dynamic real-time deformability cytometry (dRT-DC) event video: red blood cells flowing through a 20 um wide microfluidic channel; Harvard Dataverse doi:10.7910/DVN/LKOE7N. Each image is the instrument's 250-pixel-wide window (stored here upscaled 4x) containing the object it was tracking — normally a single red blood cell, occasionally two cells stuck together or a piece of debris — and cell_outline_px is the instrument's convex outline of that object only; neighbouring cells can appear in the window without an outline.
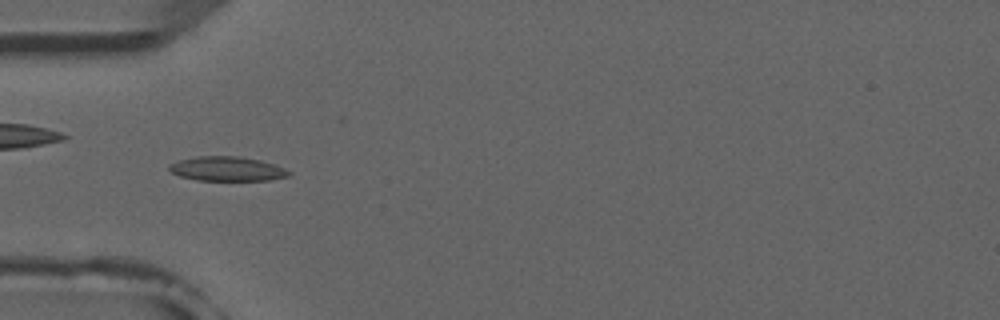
{"species": "common noctule bat (a hibernating species)", "species_latin": "Nyctalus noctula", "temperature_condition": "room temperature", "stored_images_in_passage": 6, "camera_frame_rate_fps": 3000, "um_per_image_px": 0.085, "animal": {"sex": "male", "forearm_length_mm": 52.5}, "frame": {"image": 1, "passage_image": 4, "time_ms": 4.333, "image_size_px": [1000, 320], "cell_outline_px": [[292, 172], [288, 176], [268, 180], [196, 180], [180, 176], [172, 172], [168, 168], [168, 164], [180, 160], [196, 156], [240, 156], [260, 160], [284, 168]], "centroid_in_image_um": [19.28, 14.34], "position_along_channel_um": 65.7, "area_um2": 16.94}}
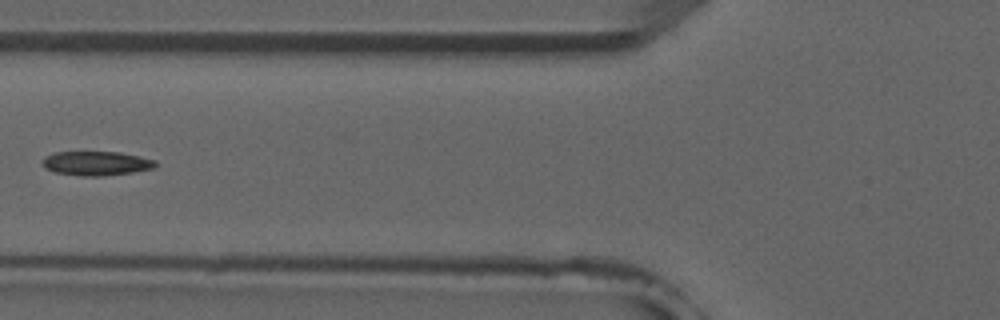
{"frame": {"image": 2, "passage_image": 5, "time_ms": 5.667, "image_size_px": [1000, 320], "cell_outline_px": [[156, 168], [132, 172], [100, 176], [84, 176], [56, 172], [44, 168], [40, 164], [40, 160], [44, 156], [56, 152], [120, 152], [156, 160]], "centroid_in_image_um": [8.15, 13.88], "position_along_channel_um": 117.7, "area_um2": 16.01}}
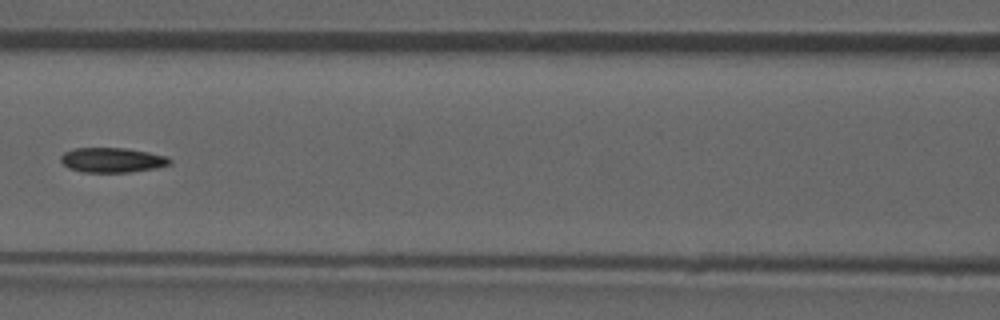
{"frame": {"image": 3, "passage_image": 6, "time_ms": 6.667, "image_size_px": [1000, 320], "cell_outline_px": [[172, 164], [156, 168], [128, 172], [80, 172], [68, 168], [60, 160], [60, 156], [64, 152], [72, 148], [128, 148], [168, 156], [172, 160]], "centroid_in_image_um": [9.54, 13.6], "position_along_channel_um": 157.1, "area_um2": 15.95}}